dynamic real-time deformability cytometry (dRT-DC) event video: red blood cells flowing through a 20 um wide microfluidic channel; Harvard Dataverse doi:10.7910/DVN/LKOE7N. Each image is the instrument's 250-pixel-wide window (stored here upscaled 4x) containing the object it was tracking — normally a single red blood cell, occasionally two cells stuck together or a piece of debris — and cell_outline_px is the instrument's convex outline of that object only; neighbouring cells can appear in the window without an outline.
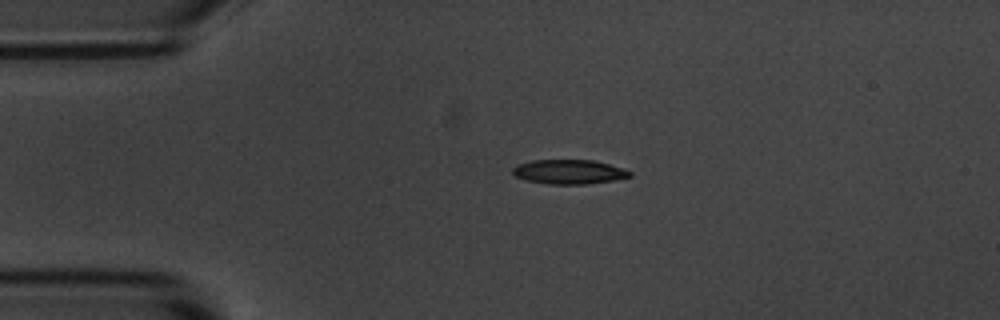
{"species": "common noctule bat (a hibernating species)", "species_latin": "Nyctalus noctula", "temperature_condition": "room temperature", "stored_images_in_passage": 44, "camera_frame_rate_fps": 3000, "um_per_image_px": 0.085, "animal": {"sex": "male", "body_mass_g": 20.1, "forearm_length_mm": 53.5}, "frame": {"image": 1, "passage_image": 1, "time_ms": 0.0, "image_size_px": [1000, 320], "cell_outline_px": [[632, 176], [612, 180], [584, 184], [548, 184], [528, 180], [516, 176], [512, 172], [512, 168], [520, 164], [532, 160], [592, 160], [608, 164], [632, 172]], "centroid_in_image_um": [48.35, 14.6], "position_along_channel_um": 36.6, "area_um2": 16.3}}
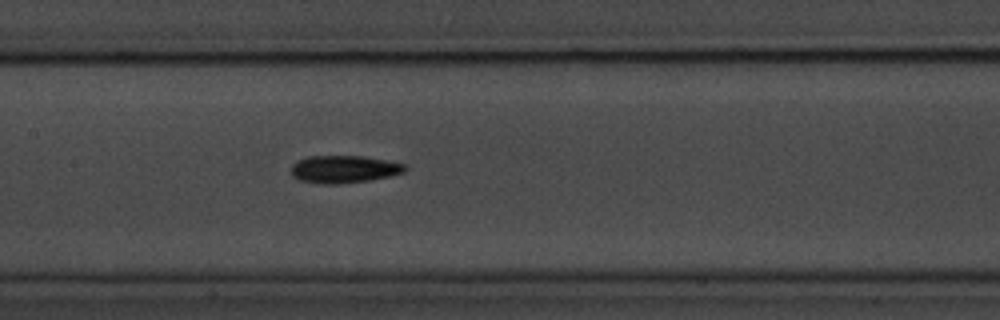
{"frame": {"image": 2, "passage_image": 15, "time_ms": 4.667, "image_size_px": [1000, 320], "cell_outline_px": [[408, 168], [404, 172], [392, 176], [368, 180], [340, 184], [316, 184], [300, 180], [292, 176], [292, 164], [296, 160], [308, 156], [364, 156], [408, 164]], "centroid_in_image_um": [29.25, 14.38], "position_along_channel_um": 178.1, "area_um2": 18.55}}
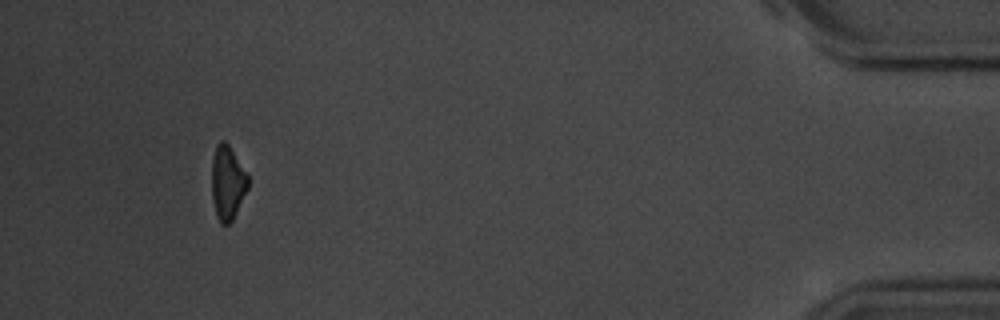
{"frame": {"image": 3, "passage_image": 40, "time_ms": 13.0, "image_size_px": [1000, 320], "cell_outline_px": [[248, 188], [232, 220], [228, 224], [220, 224], [216, 216], [212, 200], [212, 160], [216, 144], [220, 140], [224, 140], [228, 144], [248, 172]], "centroid_in_image_um": [19.34, 15.51], "position_along_channel_um": 415.9, "area_um2": 15.84}, "authors_computed_cell_mechanics": {"area_um2": 16.8487, "velocity_mm_per_s": 3.6815, "shape_relaxation_time_tau1_ms": 2.7169, "shape_relaxation_time_tau2_ms": null, "deformation_change_tau1": 0.1532, "deformation_change_tau2": null}}